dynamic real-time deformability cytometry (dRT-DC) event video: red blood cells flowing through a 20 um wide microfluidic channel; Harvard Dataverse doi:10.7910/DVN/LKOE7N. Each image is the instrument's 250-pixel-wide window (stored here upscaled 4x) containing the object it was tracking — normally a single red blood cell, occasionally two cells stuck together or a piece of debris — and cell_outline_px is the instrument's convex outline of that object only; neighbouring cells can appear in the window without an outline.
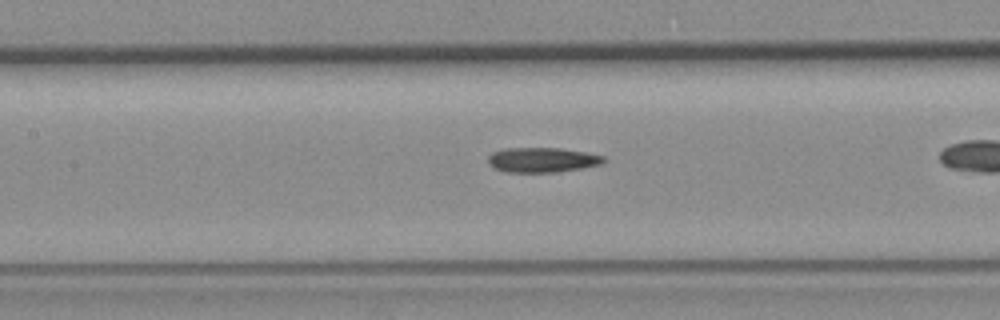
{"species": "common noctule bat (a hibernating species)", "species_latin": "Nyctalus noctula", "temperature_condition": "room temperature", "stored_images_in_passage": 31, "camera_frame_rate_fps": 3000, "um_per_image_px": 0.085, "animal": {"sex": "female", "body_mass_g": 19.3, "forearm_length_mm": 54.1}, "frame": {"image": 1, "passage_image": 14, "time_ms": 4.333, "image_size_px": [1000, 320], "cell_outline_px": [[608, 160], [600, 164], [584, 168], [560, 172], [504, 172], [492, 168], [488, 164], [488, 156], [492, 152], [504, 148], [560, 148], [588, 152], [604, 156]], "centroid_in_image_um": [46.09, 13.59], "position_along_channel_um": 161.3, "area_um2": 17.11}}
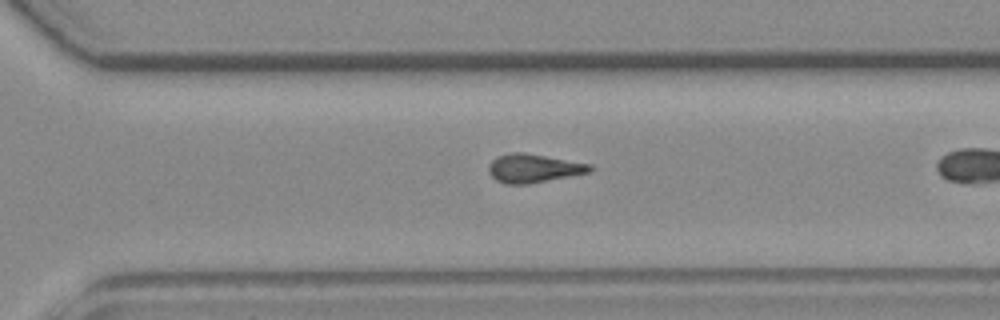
{"frame": {"image": 2, "passage_image": 27, "time_ms": 8.667, "image_size_px": [1000, 320], "cell_outline_px": [[592, 168], [588, 172], [528, 184], [504, 184], [496, 180], [492, 176], [488, 168], [488, 164], [496, 156], [512, 152], [524, 152], [592, 164]], "centroid_in_image_um": [45.3, 14.29], "position_along_channel_um": 325.3, "area_um2": 16.76}}